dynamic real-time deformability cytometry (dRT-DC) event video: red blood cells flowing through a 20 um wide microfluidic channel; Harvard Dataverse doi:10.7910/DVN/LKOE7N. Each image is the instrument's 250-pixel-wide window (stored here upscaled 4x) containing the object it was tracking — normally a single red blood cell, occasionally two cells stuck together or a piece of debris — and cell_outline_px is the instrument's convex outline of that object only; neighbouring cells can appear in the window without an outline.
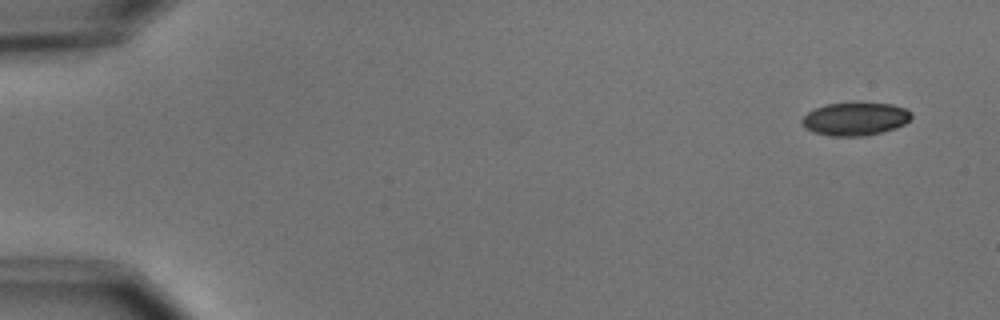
{"species": "common noctule bat (a hibernating species)", "species_latin": "Nyctalus noctula", "temperature_condition": "cold", "stored_images_in_passage": 6, "camera_frame_rate_fps": 3000, "um_per_image_px": 0.085, "animal": {"sex": "male", "body_mass_g": 15.6}, "frame": {"image": 1, "passage_image": 1, "time_ms": 0.0, "image_size_px": [1000, 320], "cell_outline_px": [[912, 116], [904, 124], [880, 132], [864, 136], [832, 136], [812, 132], [804, 128], [800, 120], [808, 112], [816, 108], [828, 104], [892, 104], [904, 108], [912, 112]], "centroid_in_image_um": [72.65, 10.13], "position_along_channel_um": 12.4, "area_um2": 20.63}}
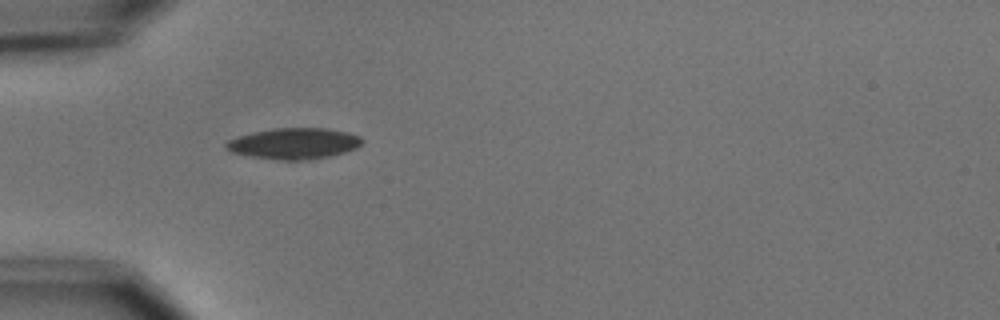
{"frame": {"image": 2, "passage_image": 5, "time_ms": 4.667, "image_size_px": [1000, 320], "cell_outline_px": [[364, 144], [356, 148], [344, 152], [312, 160], [284, 160], [252, 156], [232, 152], [224, 148], [224, 144], [228, 140], [252, 132], [272, 128], [328, 128], [348, 132], [360, 136], [364, 140]], "centroid_in_image_um": [25.03, 12.19], "position_along_channel_um": 60.0, "area_um2": 24.68}}
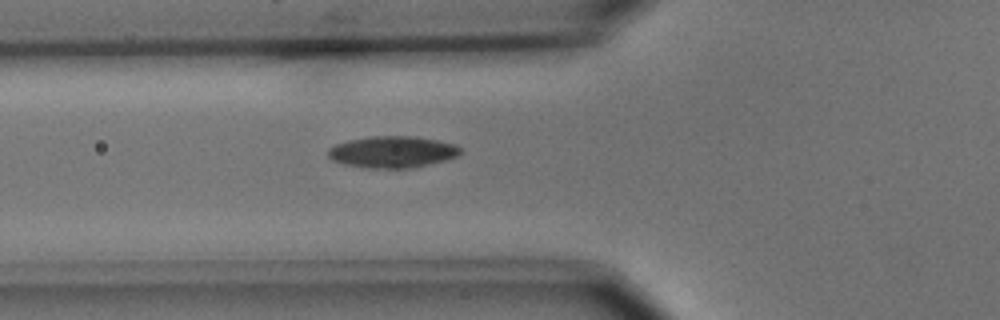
{"frame": {"image": 3, "passage_image": 6, "time_ms": 5.667, "image_size_px": [1000, 320], "cell_outline_px": [[460, 156], [412, 168], [368, 168], [344, 164], [332, 160], [328, 156], [328, 148], [336, 144], [348, 140], [368, 136], [412, 136], [436, 140], [456, 144], [460, 148]], "centroid_in_image_um": [33.34, 12.91], "position_along_channel_um": 92.5, "area_um2": 24.39}}